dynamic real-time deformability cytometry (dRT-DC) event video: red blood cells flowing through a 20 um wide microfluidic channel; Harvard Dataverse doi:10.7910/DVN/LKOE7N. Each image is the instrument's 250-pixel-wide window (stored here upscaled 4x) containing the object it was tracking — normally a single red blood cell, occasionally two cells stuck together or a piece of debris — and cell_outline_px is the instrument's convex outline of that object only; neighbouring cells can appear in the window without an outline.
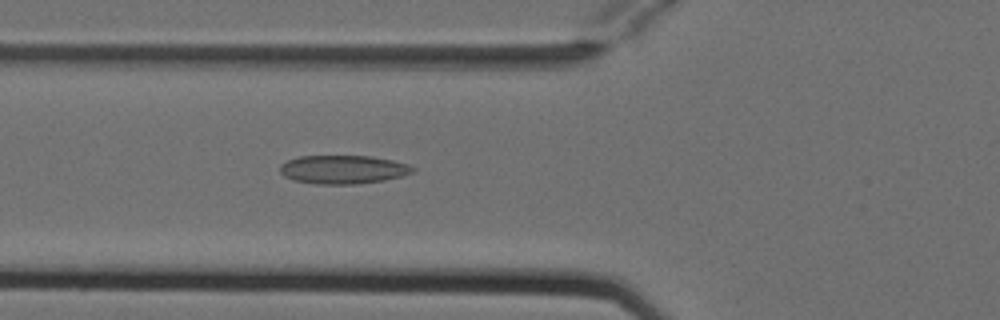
{"species": "Egyptian fruit bat (a non-hibernating species)", "species_latin": "Rousettus aegyptiacus", "temperature_condition": "cold", "stored_images_in_passage": 6, "camera_frame_rate_fps": 3000, "um_per_image_px": 0.085, "animal": {"sex": "female"}, "frame": {"image": 1, "passage_image": 6, "time_ms": 1.667, "image_size_px": [1000, 320], "cell_outline_px": [[416, 172], [404, 176], [384, 180], [356, 184], [316, 184], [292, 180], [284, 176], [280, 172], [280, 164], [288, 160], [300, 156], [372, 156], [392, 160], [408, 164], [416, 168]], "centroid_in_image_um": [29.19, 14.41], "position_along_channel_um": 96.6, "area_um2": 22.31}}